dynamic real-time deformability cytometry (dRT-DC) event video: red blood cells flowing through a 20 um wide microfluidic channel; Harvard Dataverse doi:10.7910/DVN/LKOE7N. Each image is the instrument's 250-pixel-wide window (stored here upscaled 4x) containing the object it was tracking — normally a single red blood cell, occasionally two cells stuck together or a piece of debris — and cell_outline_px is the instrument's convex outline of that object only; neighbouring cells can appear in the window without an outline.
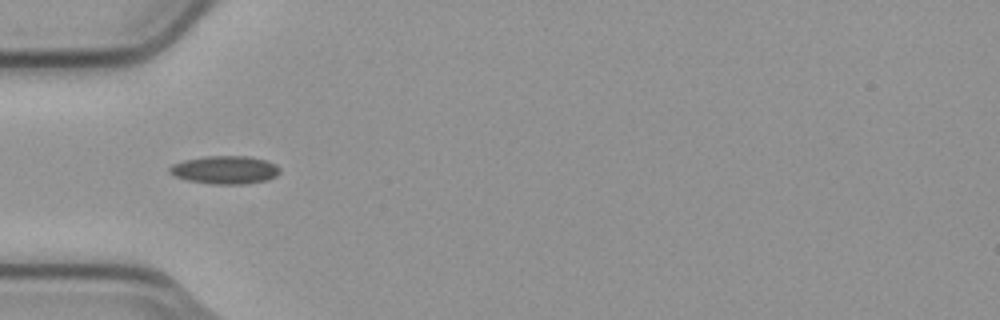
{"species": "common noctule bat (a hibernating species)", "species_latin": "Nyctalus noctula", "temperature_condition": "cold", "stored_images_in_passage": 4, "camera_frame_rate_fps": 3000, "um_per_image_px": 0.085, "animal": {"sex": "male", "body_mass_g": 23.1, "forearm_length_mm": 52.7}, "frame": {"image": 1, "passage_image": 4, "time_ms": 1.0, "image_size_px": [1000, 320], "cell_outline_px": [[280, 172], [276, 176], [268, 180], [244, 184], [212, 184], [188, 180], [172, 176], [168, 172], [168, 168], [172, 164], [184, 160], [204, 156], [248, 156], [264, 160], [276, 164], [280, 168]], "centroid_in_image_um": [19.1, 14.44], "position_along_channel_um": 65.9, "area_um2": 18.21}}